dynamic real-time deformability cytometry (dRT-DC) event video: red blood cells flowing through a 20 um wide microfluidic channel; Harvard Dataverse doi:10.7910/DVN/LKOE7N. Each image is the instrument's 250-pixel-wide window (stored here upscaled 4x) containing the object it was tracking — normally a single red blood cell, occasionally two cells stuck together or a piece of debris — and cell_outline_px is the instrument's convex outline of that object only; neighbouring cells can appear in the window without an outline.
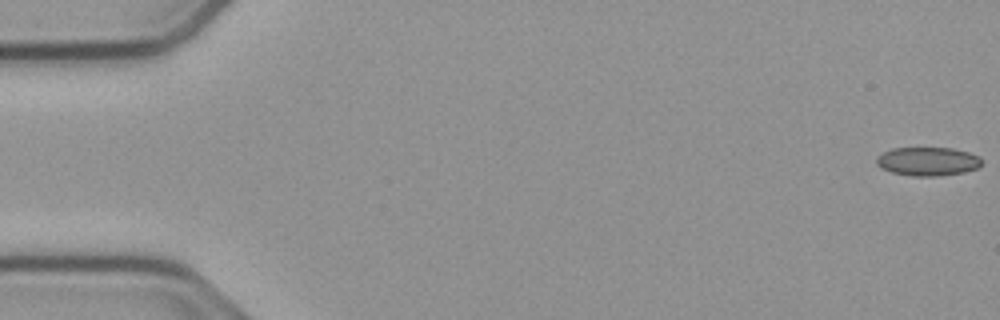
{"species": "common noctule bat (a hibernating species)", "species_latin": "Nyctalus noctula", "temperature_condition": "cold", "stored_images_in_passage": 13, "camera_frame_rate_fps": 3000, "um_per_image_px": 0.085, "animal": {"sex": "male", "body_mass_g": 23.1, "forearm_length_mm": 52.7}, "frame": {"image": 1, "passage_image": 1, "time_ms": 0.0, "image_size_px": [1000, 320], "cell_outline_px": [[980, 168], [964, 172], [936, 176], [912, 176], [892, 172], [880, 168], [876, 164], [876, 156], [892, 148], [952, 148], [968, 152], [980, 156]], "centroid_in_image_um": [78.84, 13.72], "position_along_channel_um": 6.2, "area_um2": 17.63}}